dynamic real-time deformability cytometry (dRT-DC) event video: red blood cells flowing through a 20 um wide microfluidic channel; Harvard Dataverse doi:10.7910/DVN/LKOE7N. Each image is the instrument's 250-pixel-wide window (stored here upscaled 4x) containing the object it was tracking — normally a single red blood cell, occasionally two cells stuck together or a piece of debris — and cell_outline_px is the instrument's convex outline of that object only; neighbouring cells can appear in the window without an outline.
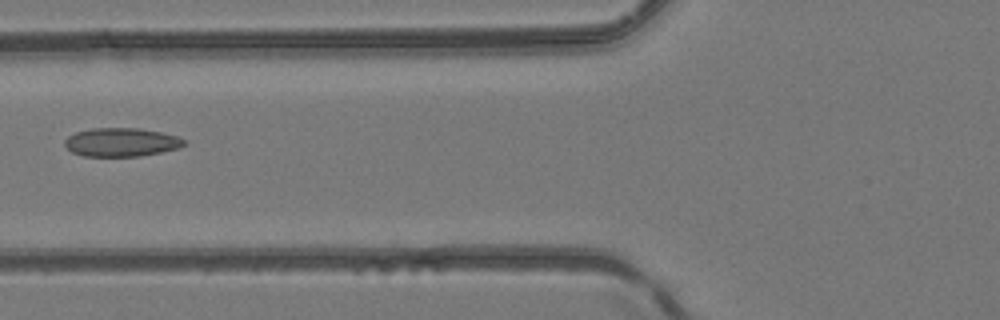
{"species": "common noctule bat (a hibernating species)", "species_latin": "Nyctalus noctula", "temperature_condition": "room temperature", "stored_images_in_passage": 6, "camera_frame_rate_fps": 3000, "um_per_image_px": 0.085, "animal": {"sex": "female", "body_mass_g": 24.6, "forearm_length_mm": 56.2}, "frame": {"image": 1, "passage_image": 5, "time_ms": 4.667, "image_size_px": [1000, 320], "cell_outline_px": [[188, 144], [180, 148], [140, 156], [84, 156], [72, 152], [64, 144], [64, 140], [68, 136], [76, 132], [92, 128], [140, 128], [160, 132], [176, 136], [188, 140]], "centroid_in_image_um": [10.35, 12.08], "position_along_channel_um": 115.5, "area_um2": 20.0}}
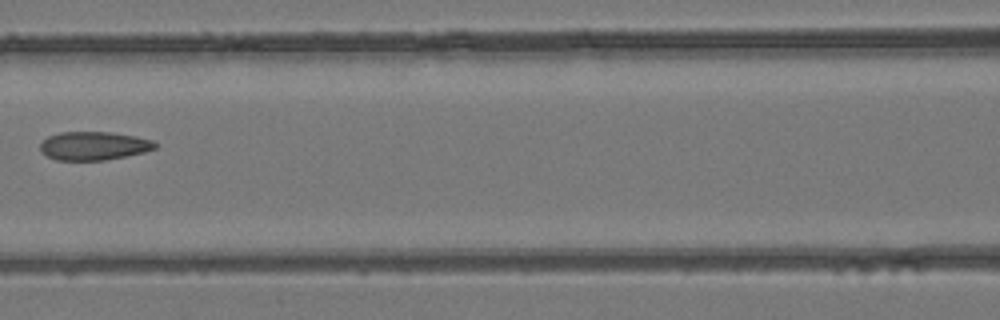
{"frame": {"image": 2, "passage_image": 6, "time_ms": 5.667, "image_size_px": [1000, 320], "cell_outline_px": [[156, 148], [144, 152], [104, 160], [56, 160], [48, 156], [40, 148], [40, 144], [48, 136], [60, 132], [112, 132], [136, 136], [152, 140], [156, 144]], "centroid_in_image_um": [7.98, 12.38], "position_along_channel_um": 158.6, "area_um2": 18.9}}